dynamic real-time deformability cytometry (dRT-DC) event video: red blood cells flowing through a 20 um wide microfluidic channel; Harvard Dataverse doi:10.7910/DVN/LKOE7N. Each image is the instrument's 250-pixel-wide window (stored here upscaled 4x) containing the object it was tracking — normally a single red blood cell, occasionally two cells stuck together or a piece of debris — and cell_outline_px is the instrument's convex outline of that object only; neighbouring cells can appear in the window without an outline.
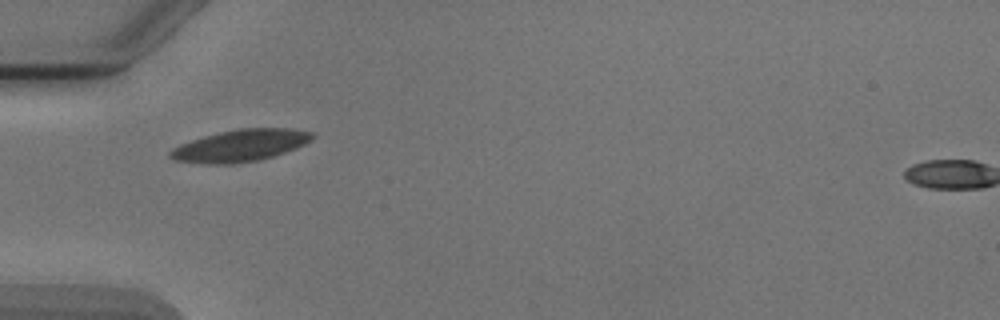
{"species": "Egyptian fruit bat (a non-hibernating species)", "species_latin": "Rousettus aegyptiacus", "temperature_condition": "cold", "stored_images_in_passage": 4, "camera_frame_rate_fps": 3000, "um_per_image_px": 0.085, "animal": {"sex": "male"}, "frame": {"image": 1, "passage_image": 2, "time_ms": 1.333, "image_size_px": [1000, 320], "cell_outline_px": [[316, 136], [312, 140], [296, 148], [272, 156], [256, 160], [228, 164], [204, 164], [176, 160], [168, 156], [168, 152], [172, 148], [180, 144], [204, 136], [220, 132], [240, 128], [292, 128], [312, 132]], "centroid_in_image_um": [20.43, 12.36], "position_along_channel_um": 64.6, "area_um2": 26.3}}
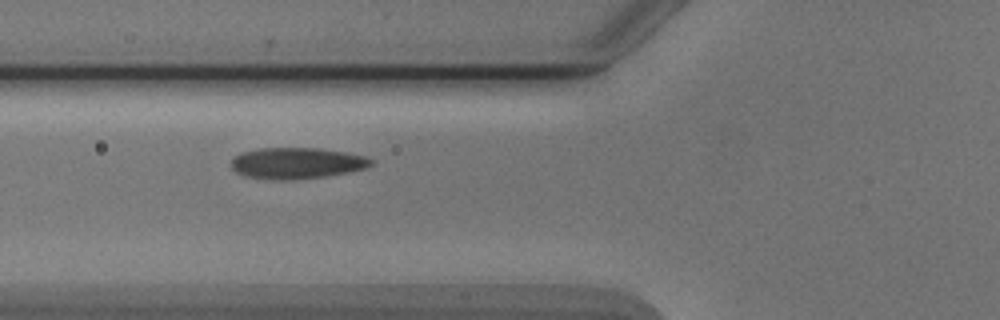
{"frame": {"image": 2, "passage_image": 3, "time_ms": 2.333, "image_size_px": [1000, 320], "cell_outline_px": [[372, 164], [364, 168], [348, 172], [324, 176], [292, 180], [272, 180], [244, 176], [236, 172], [232, 168], [232, 160], [240, 152], [260, 148], [320, 148], [344, 152], [364, 156], [372, 160]], "centroid_in_image_um": [25.18, 13.87], "position_along_channel_um": 100.6, "area_um2": 25.32}}
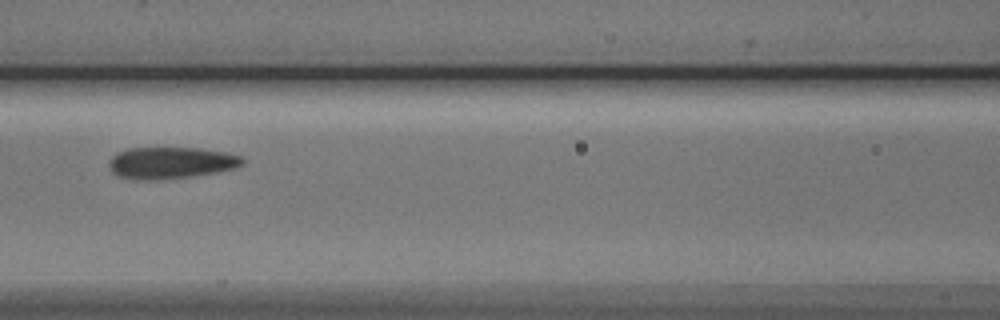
{"frame": {"image": 3, "passage_image": 4, "time_ms": 3.667, "image_size_px": [1000, 320], "cell_outline_px": [[244, 164], [232, 168], [216, 172], [192, 176], [160, 180], [136, 180], [116, 176], [112, 172], [108, 164], [108, 160], [116, 152], [128, 148], [200, 148], [224, 152], [240, 156], [244, 160]], "centroid_in_image_um": [14.45, 13.84], "position_along_channel_um": 152.1, "area_um2": 24.8}}